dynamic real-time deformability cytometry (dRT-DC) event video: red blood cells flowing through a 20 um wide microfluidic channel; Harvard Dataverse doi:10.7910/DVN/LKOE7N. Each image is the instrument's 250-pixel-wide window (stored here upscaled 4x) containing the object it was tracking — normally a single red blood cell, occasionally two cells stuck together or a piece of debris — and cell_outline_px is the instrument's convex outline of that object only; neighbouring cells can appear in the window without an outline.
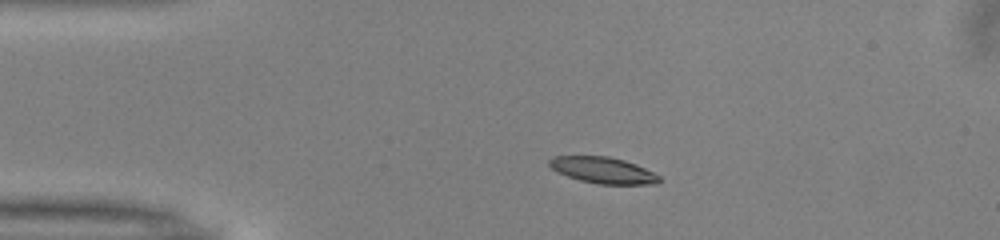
{"species": "common noctule bat (a hibernating species)", "species_latin": "Nyctalus noctula", "temperature_condition": "warm", "stored_images_in_passage": 48, "camera_frame_rate_fps": 3000, "um_per_image_px": 0.085, "animal": {"sex": "male", "body_mass_g": 13.0, "forearm_length_mm": 53.1}, "frame": {"image": 1, "passage_image": 8, "time_ms": 2.333, "image_size_px": [1000, 240], "cell_outline_px": [[664, 180], [656, 184], [596, 184], [580, 180], [556, 172], [548, 164], [548, 160], [552, 156], [608, 156], [624, 160], [636, 164], [660, 176]], "centroid_in_image_um": [51.26, 14.47], "position_along_channel_um": 33.7, "area_um2": 16.94}}
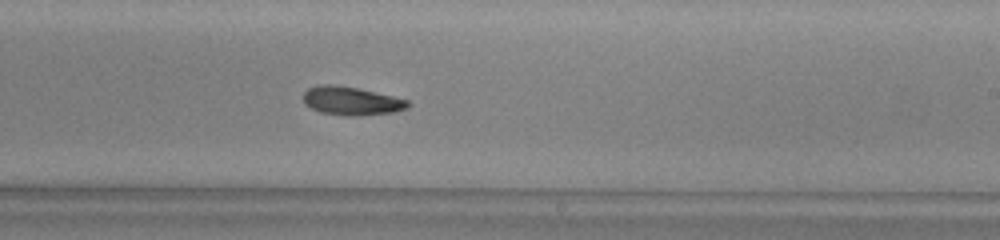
{"frame": {"image": 2, "passage_image": 28, "time_ms": 9.0, "image_size_px": [1000, 240], "cell_outline_px": [[412, 104], [408, 108], [396, 112], [360, 116], [348, 116], [320, 112], [304, 104], [304, 92], [308, 88], [316, 84], [332, 84], [356, 88], [392, 96], [408, 100]], "centroid_in_image_um": [29.88, 8.58], "position_along_channel_um": 259.1, "area_um2": 17.46}}
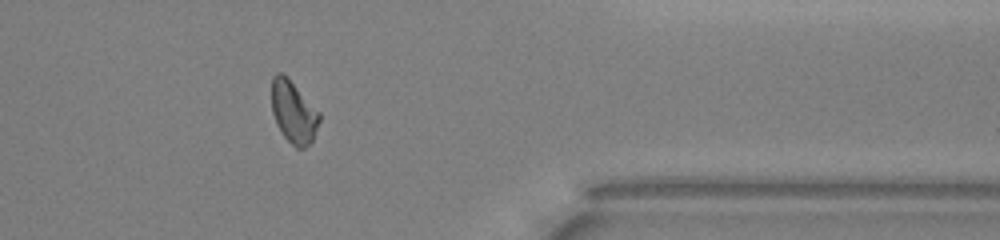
{"frame": {"image": 3, "passage_image": 39, "time_ms": 12.667, "image_size_px": [1000, 240], "cell_outline_px": [[320, 120], [312, 140], [304, 148], [296, 148], [284, 136], [276, 124], [272, 112], [272, 76], [276, 72], [280, 72], [288, 76], [320, 112]], "centroid_in_image_um": [24.94, 9.48], "position_along_channel_um": 386.5, "area_um2": 17.4}, "authors_computed_cell_mechanics": {"area_um2": 17.34, "velocity_mm_per_s": 4.0081, "shape_relaxation_time_tau1_ms": 3.6633, "shape_relaxation_time_tau2_ms": null, "deformation_change_tau1": 0.1181, "deformation_change_tau2": null}}